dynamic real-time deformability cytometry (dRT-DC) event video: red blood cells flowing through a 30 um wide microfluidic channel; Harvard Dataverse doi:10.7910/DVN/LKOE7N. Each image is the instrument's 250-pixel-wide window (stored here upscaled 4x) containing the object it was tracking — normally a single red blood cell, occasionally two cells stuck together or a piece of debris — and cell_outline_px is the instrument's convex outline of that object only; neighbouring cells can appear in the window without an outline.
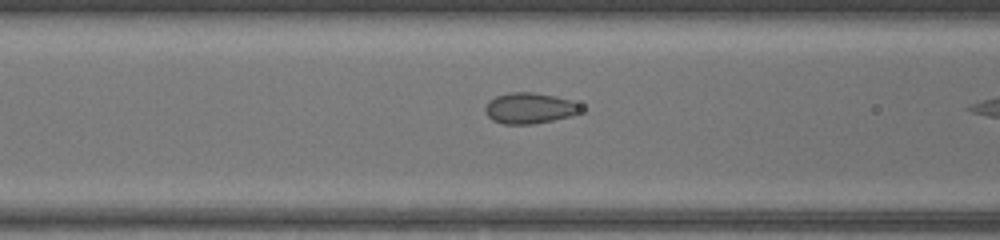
{"species": "common noctule bat (a hibernating species)", "species_latin": "Nyctalus noctula", "temperature_condition": "warm", "stored_images_in_passage": 8, "camera_frame_rate_fps": 3000, "um_per_image_px": 0.085, "animal": {"sex": "female", "body_mass_g": 17.0, "forearm_length_mm": 48.0}, "frame": {"image": 1, "passage_image": 7, "time_ms": 2.0, "image_size_px": [1000, 240], "cell_outline_px": [[584, 112], [572, 116], [532, 124], [504, 124], [492, 120], [484, 112], [484, 108], [488, 100], [496, 96], [508, 92], [532, 92], [556, 96], [580, 104], [584, 108]], "centroid_in_image_um": [45.02, 9.19], "position_along_channel_um": 121.6, "area_um2": 17.46}}